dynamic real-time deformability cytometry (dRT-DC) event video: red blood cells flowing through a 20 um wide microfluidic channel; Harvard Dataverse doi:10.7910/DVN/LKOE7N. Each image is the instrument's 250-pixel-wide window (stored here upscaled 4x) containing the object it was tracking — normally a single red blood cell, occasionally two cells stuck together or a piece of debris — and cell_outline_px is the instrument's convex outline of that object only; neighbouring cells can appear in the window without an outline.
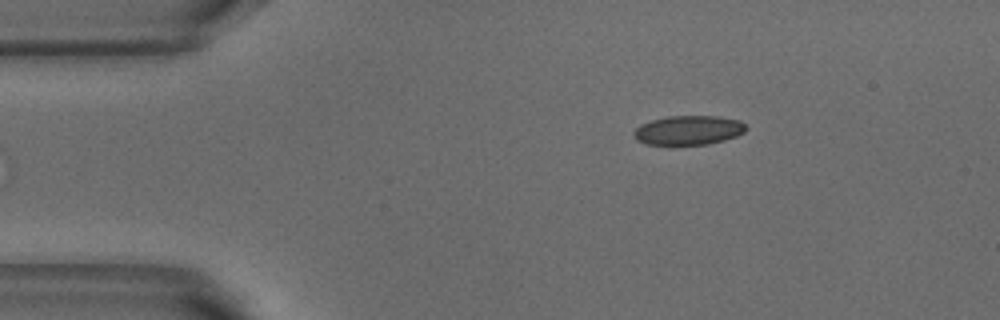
{"species": "common noctule bat (a hibernating species)", "species_latin": "Nyctalus noctula", "temperature_condition": "warm", "stored_images_in_passage": 4, "camera_frame_rate_fps": 3000, "um_per_image_px": 0.085, "animal": {"sex": "male", "body_mass_g": 18.8}, "frame": {"image": 1, "passage_image": 1, "time_ms": 0.0, "image_size_px": [1000, 320], "cell_outline_px": [[748, 128], [744, 132], [736, 136], [724, 140], [708, 144], [644, 144], [636, 140], [632, 132], [640, 124], [652, 120], [668, 116], [720, 116], [740, 120]], "centroid_in_image_um": [58.52, 11.06], "position_along_channel_um": 26.5, "area_um2": 19.19}}
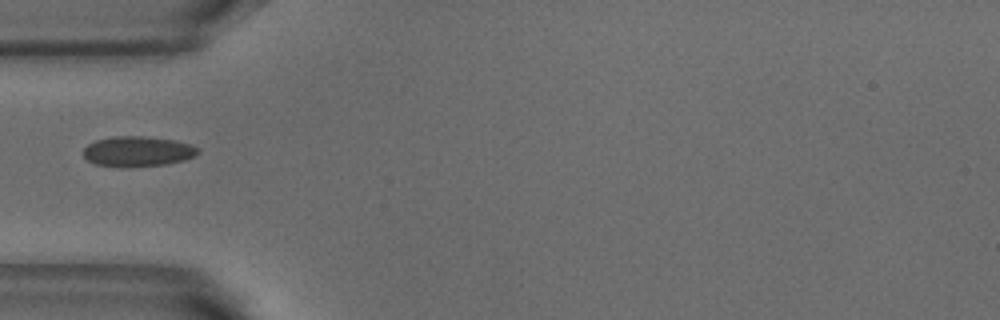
{"frame": {"image": 2, "passage_image": 3, "time_ms": 0.667, "image_size_px": [1000, 320], "cell_outline_px": [[200, 152], [196, 156], [184, 160], [168, 164], [120, 168], [96, 164], [88, 160], [84, 156], [84, 148], [88, 144], [96, 140], [112, 136], [144, 136], [176, 140], [200, 148]], "centroid_in_image_um": [11.72, 12.87], "position_along_channel_um": 73.3, "area_um2": 20.46}}
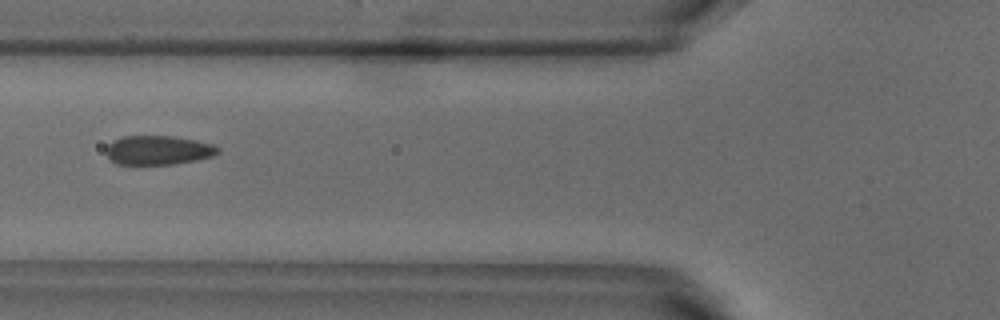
{"frame": {"image": 3, "passage_image": 4, "time_ms": 1.0, "image_size_px": [1000, 320], "cell_outline_px": [[220, 152], [212, 156], [196, 160], [172, 164], [116, 164], [104, 152], [104, 148], [112, 140], [124, 136], [172, 136], [196, 140], [212, 144], [220, 148]], "centroid_in_image_um": [13.42, 12.76], "position_along_channel_um": 112.4, "area_um2": 19.07}}